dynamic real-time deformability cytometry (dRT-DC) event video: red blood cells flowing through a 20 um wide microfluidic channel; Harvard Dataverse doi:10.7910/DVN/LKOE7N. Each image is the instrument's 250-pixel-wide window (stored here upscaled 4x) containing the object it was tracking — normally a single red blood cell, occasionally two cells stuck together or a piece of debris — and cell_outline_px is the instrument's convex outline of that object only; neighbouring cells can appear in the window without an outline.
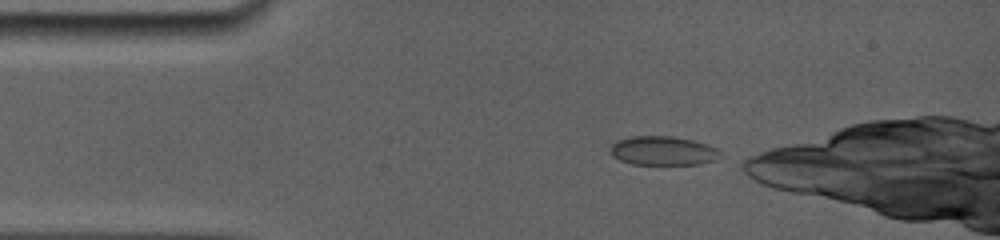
{"species": "common noctule bat (a hibernating species)", "species_latin": "Nyctalus noctula", "temperature_condition": "room temperature", "stored_images_in_passage": 43, "camera_frame_rate_fps": 5000, "um_per_image_px": 0.085, "animal": {"sex": "female", "body_mass_g": 19.0, "forearm_length_mm": 56.7}, "frame": {"image": 1, "passage_image": 1, "time_ms": 0.0, "image_size_px": [1000, 240], "cell_outline_px": [[724, 156], [716, 160], [696, 164], [632, 164], [620, 160], [612, 156], [608, 148], [616, 140], [632, 136], [672, 136], [692, 140], [716, 148]], "centroid_in_image_um": [56.32, 12.81], "position_along_channel_um": 28.7, "area_um2": 18.67}}
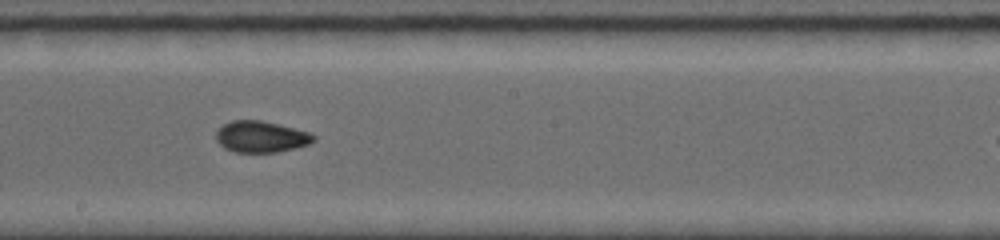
{"frame": {"image": 2, "passage_image": 23, "time_ms": 6.2, "image_size_px": [1000, 240], "cell_outline_px": [[316, 140], [308, 144], [296, 148], [276, 152], [236, 152], [224, 148], [216, 140], [216, 132], [224, 124], [232, 120], [260, 120], [308, 132], [316, 136]], "centroid_in_image_um": [22.18, 11.63], "position_along_channel_um": 226.0, "area_um2": 17.63}}
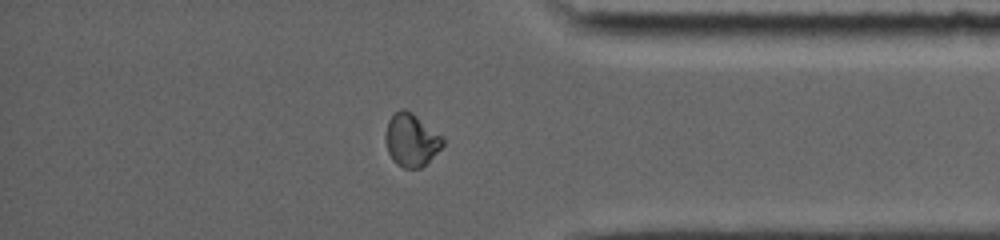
{"frame": {"image": 3, "passage_image": 40, "time_ms": 10.8, "image_size_px": [1000, 240], "cell_outline_px": [[444, 144], [420, 168], [404, 168], [396, 164], [392, 160], [388, 152], [384, 140], [384, 136], [388, 120], [400, 108], [404, 108], [412, 112], [440, 136], [444, 140]], "centroid_in_image_um": [34.89, 11.89], "position_along_channel_um": 400.3, "area_um2": 17.34}}